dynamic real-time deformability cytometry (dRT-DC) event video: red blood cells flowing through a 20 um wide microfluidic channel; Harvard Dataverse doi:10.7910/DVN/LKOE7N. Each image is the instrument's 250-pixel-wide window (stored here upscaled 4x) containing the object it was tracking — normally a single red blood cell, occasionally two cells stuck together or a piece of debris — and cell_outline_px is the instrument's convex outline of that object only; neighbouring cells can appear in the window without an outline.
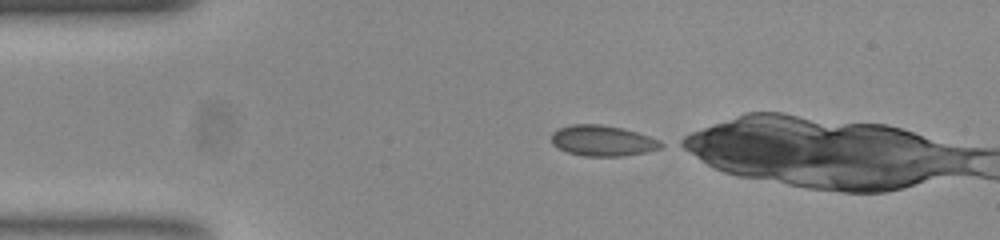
{"species": "common noctule bat (a hibernating species)", "species_latin": "Nyctalus noctula", "temperature_condition": "room temperature", "stored_images_in_passage": 39, "camera_frame_rate_fps": 3000, "um_per_image_px": 0.085, "animal": {"sex": "female", "body_mass_g": 23.0, "forearm_length_mm": 53.4}, "frame": {"image": 1, "passage_image": 1, "time_ms": 0.0, "image_size_px": [1000, 240], "cell_outline_px": [[668, 144], [660, 148], [644, 152], [620, 156], [584, 156], [568, 152], [552, 144], [552, 132], [556, 128], [572, 124], [600, 124], [624, 128], [660, 140]], "centroid_in_image_um": [51.23, 11.95], "position_along_channel_um": 33.8, "area_um2": 19.65}}
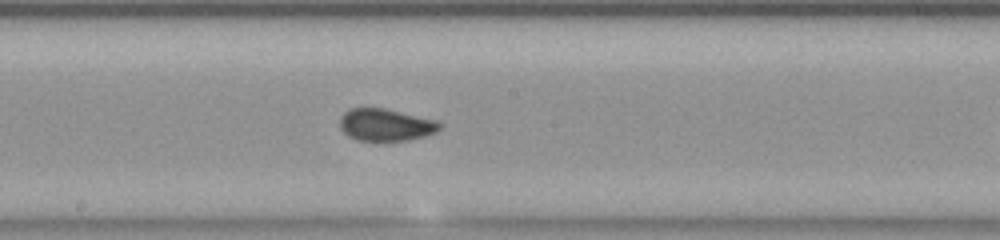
{"frame": {"image": 2, "passage_image": 18, "time_ms": 5.667, "image_size_px": [1000, 240], "cell_outline_px": [[440, 128], [436, 132], [424, 136], [404, 140], [356, 140], [348, 136], [340, 128], [340, 116], [348, 108], [384, 108], [436, 120], [440, 124]], "centroid_in_image_um": [32.74, 10.6], "position_along_channel_um": 215.5, "area_um2": 18.55}}
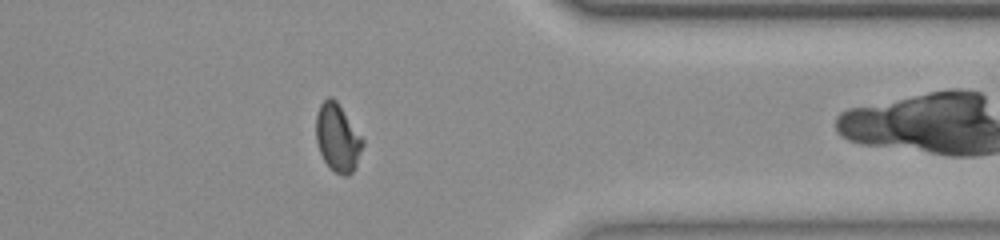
{"frame": {"image": 3, "passage_image": 32, "time_ms": 10.333, "image_size_px": [1000, 240], "cell_outline_px": [[364, 144], [356, 164], [352, 172], [348, 176], [344, 176], [336, 172], [324, 160], [320, 152], [316, 140], [316, 116], [320, 104], [328, 96], [332, 96], [336, 100], [364, 140]], "centroid_in_image_um": [28.69, 11.69], "position_along_channel_um": 382.7, "area_um2": 18.21}}